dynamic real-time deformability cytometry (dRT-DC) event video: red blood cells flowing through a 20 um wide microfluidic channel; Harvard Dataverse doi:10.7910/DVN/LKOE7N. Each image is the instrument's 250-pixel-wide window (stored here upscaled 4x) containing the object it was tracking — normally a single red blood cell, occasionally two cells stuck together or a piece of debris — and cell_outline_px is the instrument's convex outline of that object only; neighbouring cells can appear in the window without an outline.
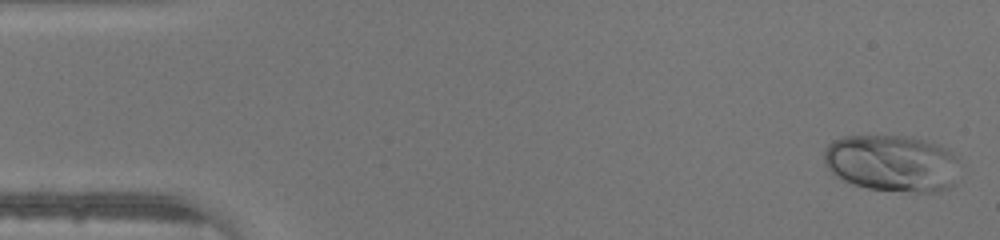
{"species": "human", "species_latin": "Homo sapiens", "temperature_condition": "warm", "stored_images_in_passage": 45, "camera_frame_rate_fps": 3000, "um_per_image_px": 0.085, "donor": {"sex": "male"}, "frame": {"image": 1, "passage_image": 1, "time_ms": 0.0, "image_size_px": [1000, 240], "cell_outline_px": [[956, 184], [948, 188], [936, 192], [916, 192], [868, 188], [852, 184], [844, 180], [832, 172], [824, 164], [824, 148], [832, 140], [844, 136], [912, 136], [936, 144], [952, 152], [956, 156]], "centroid_in_image_um": [75.8, 13.87], "position_along_channel_um": 9.2, "area_um2": 44.91}}
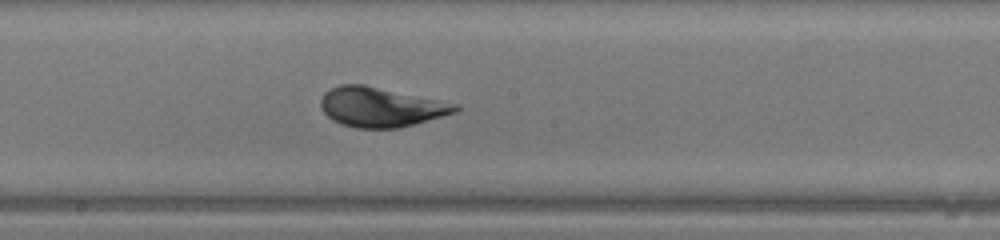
{"frame": {"image": 2, "passage_image": 24, "time_ms": 7.667, "image_size_px": [1000, 240], "cell_outline_px": [[460, 108], [456, 112], [400, 128], [356, 128], [340, 124], [332, 120], [320, 108], [320, 100], [324, 92], [340, 84], [364, 84], [460, 104]], "centroid_in_image_um": [32.35, 9.09], "position_along_channel_um": 215.8, "area_um2": 31.21}}
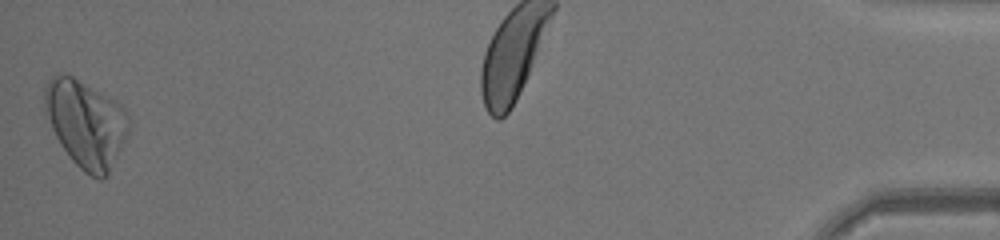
{"frame": {"image": 3, "passage_image": 45, "time_ms": 14.667, "image_size_px": [1000, 240], "cell_outline_px": [[132, 124], [128, 136], [108, 176], [104, 180], [100, 180], [84, 172], [68, 156], [60, 144], [52, 128], [44, 104], [44, 88], [48, 80], [52, 76], [68, 72], [120, 104], [124, 108]], "centroid_in_image_um": [7.33, 10.51], "position_along_channel_um": 427.9, "area_um2": 43.12}}